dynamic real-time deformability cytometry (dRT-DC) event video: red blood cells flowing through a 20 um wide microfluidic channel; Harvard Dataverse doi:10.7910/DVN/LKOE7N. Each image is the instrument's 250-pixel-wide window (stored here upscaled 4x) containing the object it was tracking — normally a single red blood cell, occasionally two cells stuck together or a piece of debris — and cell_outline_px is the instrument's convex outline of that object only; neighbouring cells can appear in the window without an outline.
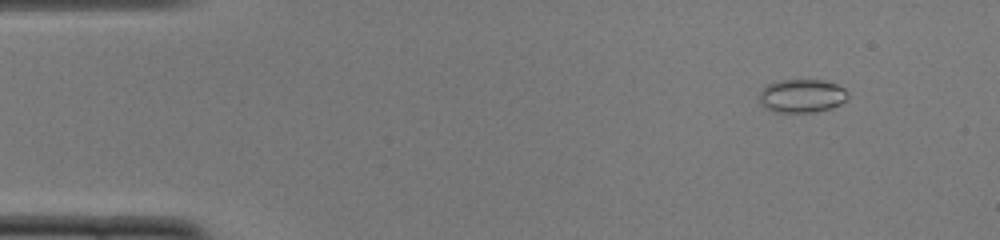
{"species": "common noctule bat (a hibernating species)", "species_latin": "Nyctalus noctula", "temperature_condition": "cold", "stored_images_in_passage": 51, "camera_frame_rate_fps": 3000, "um_per_image_px": 0.085, "animal": {"sex": "female", "body_mass_g": 22.0, "forearm_length_mm": 56.7}, "frame": {"image": 1, "passage_image": 5, "time_ms": 1.333, "image_size_px": [1000, 240], "cell_outline_px": [[848, 96], [840, 104], [832, 108], [816, 112], [776, 112], [764, 108], [760, 104], [760, 92], [768, 84], [776, 80], [820, 80], [836, 84], [844, 88], [848, 92]], "centroid_in_image_um": [68.15, 8.15], "position_along_channel_um": 16.9, "area_um2": 17.28}}
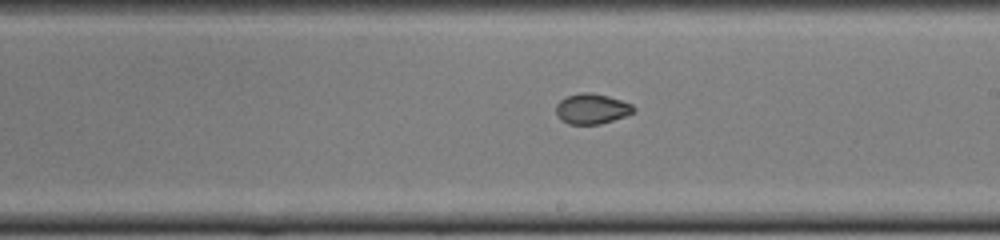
{"frame": {"image": 2, "passage_image": 29, "time_ms": 9.333, "image_size_px": [1000, 240], "cell_outline_px": [[636, 108], [632, 112], [624, 116], [600, 124], [568, 124], [560, 120], [556, 112], [556, 104], [560, 100], [568, 96], [580, 92], [588, 92], [608, 96], [632, 104]], "centroid_in_image_um": [50.27, 9.25], "position_along_channel_um": 238.7, "area_um2": 13.58}}
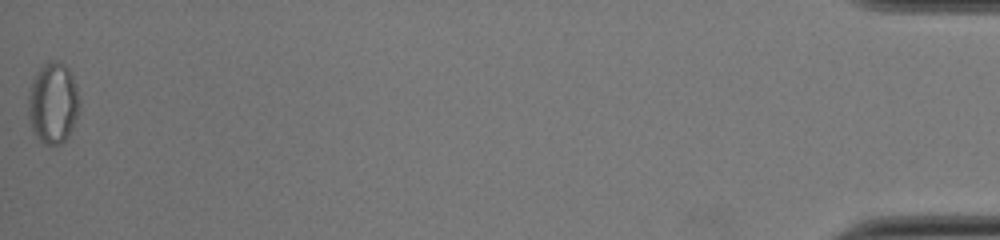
{"frame": {"image": 3, "passage_image": 51, "time_ms": 16.667, "image_size_px": [1000, 240], "cell_outline_px": [[80, 108], [72, 128], [68, 136], [60, 144], [44, 144], [32, 132], [28, 116], [28, 88], [36, 72], [48, 60], [56, 60], [64, 64], [68, 68], [76, 84], [80, 100]], "centroid_in_image_um": [4.49, 8.74], "position_along_channel_um": 430.7, "area_um2": 24.57}, "authors_computed_cell_mechanics": {"area_um2": 15.2014, "velocity_mm_per_s": 3.9291, "shape_relaxation_time_tau1_ms": null, "shape_relaxation_time_tau2_ms": 1.9578, "deformation_change_tau1": null, "deformation_change_tau2": 0.0299}}